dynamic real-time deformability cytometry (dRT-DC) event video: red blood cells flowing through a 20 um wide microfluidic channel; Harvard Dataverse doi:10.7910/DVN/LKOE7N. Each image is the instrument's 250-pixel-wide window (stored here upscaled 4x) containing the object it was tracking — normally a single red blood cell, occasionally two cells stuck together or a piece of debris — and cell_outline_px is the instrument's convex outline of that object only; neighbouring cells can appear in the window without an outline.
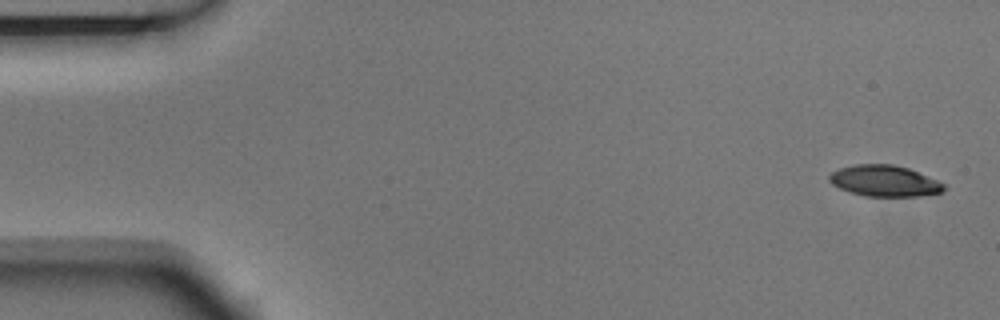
{"species": "Egyptian fruit bat (a non-hibernating species)", "species_latin": "Rousettus aegyptiacus", "temperature_condition": "room temperature", "stored_images_in_passage": 5, "camera_frame_rate_fps": 3000, "um_per_image_px": 0.085, "animal": {"sex": "male"}, "frame": {"image": 1, "passage_image": 1, "time_ms": 0.0, "image_size_px": [1000, 320], "cell_outline_px": [[944, 192], [920, 196], [864, 196], [840, 188], [832, 184], [828, 180], [828, 176], [832, 172], [840, 168], [856, 164], [892, 164], [908, 168], [936, 180], [944, 184]], "centroid_in_image_um": [75.17, 15.38], "position_along_channel_um": 9.8, "area_um2": 20.63}}
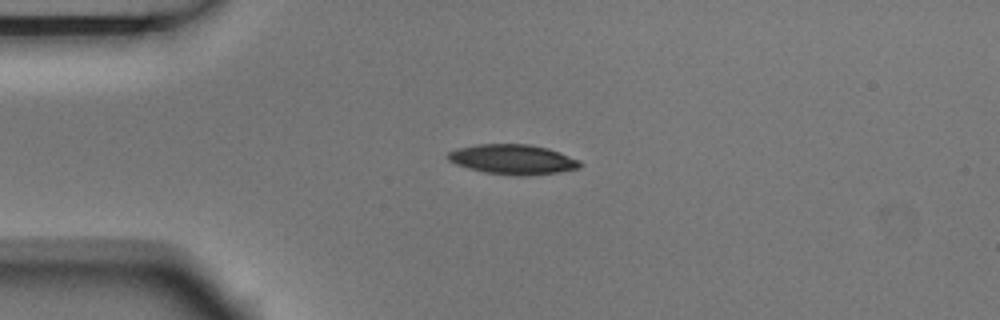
{"frame": {"image": 2, "passage_image": 4, "time_ms": 1.0, "image_size_px": [1000, 320], "cell_outline_px": [[584, 164], [580, 168], [556, 172], [520, 176], [484, 172], [468, 168], [456, 164], [448, 160], [444, 156], [448, 152], [456, 148], [476, 144], [528, 144], [548, 148], [560, 152], [580, 160]], "centroid_in_image_um": [43.57, 13.53], "position_along_channel_um": 41.4, "area_um2": 23.12}}